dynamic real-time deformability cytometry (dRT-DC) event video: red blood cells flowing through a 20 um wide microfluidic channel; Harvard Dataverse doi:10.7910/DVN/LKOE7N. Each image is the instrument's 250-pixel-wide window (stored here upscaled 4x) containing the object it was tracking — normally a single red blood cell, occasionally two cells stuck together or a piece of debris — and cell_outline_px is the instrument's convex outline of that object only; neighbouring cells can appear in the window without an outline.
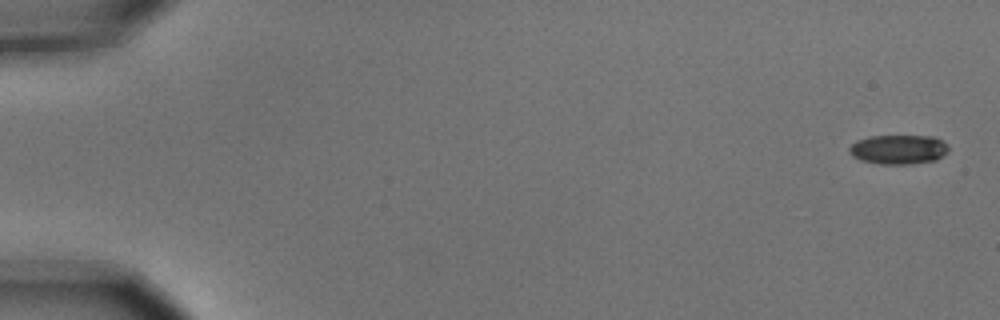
{"species": "common noctule bat (a hibernating species)", "species_latin": "Nyctalus noctula", "temperature_condition": "cold", "stored_images_in_passage": 6, "segment_of_instrument_passage": [2, 2], "camera_frame_rate_fps": 3000, "um_per_image_px": 0.085, "animal": {"sex": "male", "body_mass_g": 15.6}, "frame": {"image": 1, "passage_image": 6, "time_ms": 1.667, "image_size_px": [1000, 320], "cell_outline_px": [[948, 152], [936, 160], [908, 164], [880, 164], [860, 160], [852, 156], [848, 152], [848, 148], [856, 140], [868, 136], [932, 136], [948, 144]], "centroid_in_image_um": [76.34, 12.7], "position_along_channel_um": 8.7, "area_um2": 17.11}}